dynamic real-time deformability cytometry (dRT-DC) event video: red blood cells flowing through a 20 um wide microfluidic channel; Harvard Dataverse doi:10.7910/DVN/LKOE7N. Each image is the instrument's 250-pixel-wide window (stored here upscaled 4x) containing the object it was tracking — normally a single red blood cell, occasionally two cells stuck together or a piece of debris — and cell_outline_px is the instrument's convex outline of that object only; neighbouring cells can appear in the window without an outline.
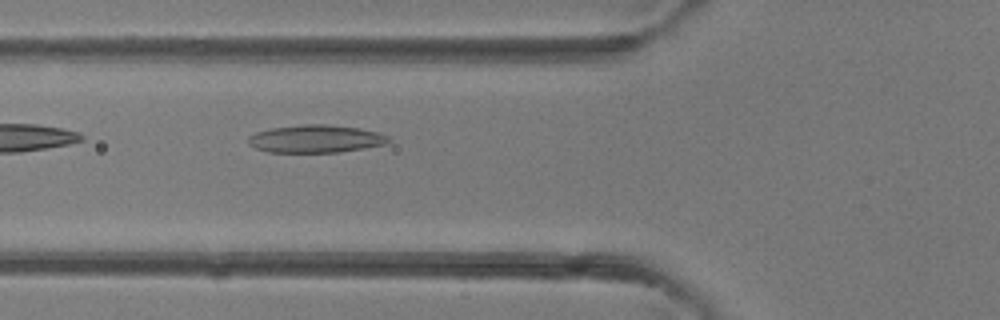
{"species": "common noctule bat (a hibernating species)", "species_latin": "Nyctalus noctula", "temperature_condition": "room temperature", "stored_images_in_passage": 29, "camera_frame_rate_fps": 3000, "um_per_image_px": 0.085, "animal": {"sex": "female"}, "frame": {"image": 1, "passage_image": 3, "time_ms": 0.667, "image_size_px": [1000, 320], "cell_outline_px": [[392, 140], [388, 144], [340, 152], [268, 152], [256, 148], [248, 144], [248, 136], [256, 132], [272, 128], [304, 124], [328, 124], [360, 128], [376, 132], [388, 136]], "centroid_in_image_um": [26.86, 11.8], "position_along_channel_um": 98.9, "area_um2": 22.77}}
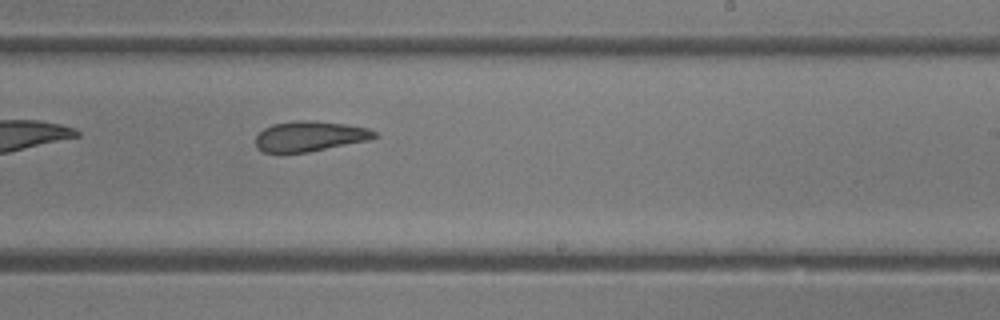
{"frame": {"image": 2, "passage_image": 13, "time_ms": 4.0, "image_size_px": [1000, 320], "cell_outline_px": [[376, 136], [368, 140], [308, 152], [264, 152], [256, 148], [256, 136], [264, 128], [272, 124], [296, 120], [312, 120], [344, 124], [368, 128], [376, 132]], "centroid_in_image_um": [26.3, 11.57], "position_along_channel_um": 262.7, "area_um2": 20.75}}
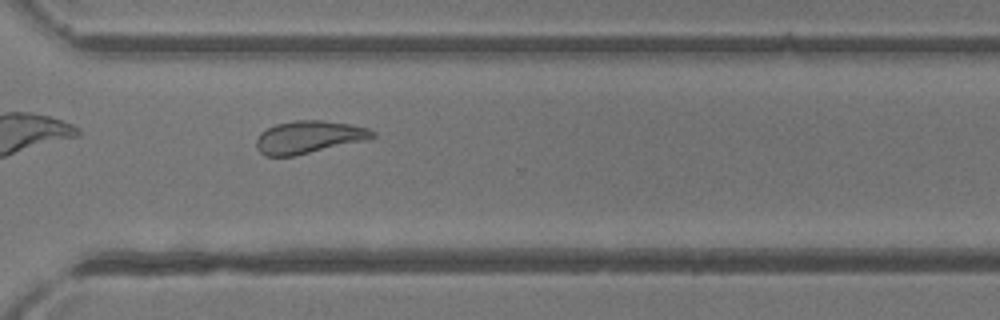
{"frame": {"image": 3, "passage_image": 18, "time_ms": 5.667, "image_size_px": [1000, 320], "cell_outline_px": [[376, 136], [364, 140], [292, 156], [264, 156], [256, 148], [256, 140], [260, 132], [276, 124], [296, 120], [320, 120], [352, 124], [368, 128], [376, 132]], "centroid_in_image_um": [26.22, 11.64], "position_along_channel_um": 344.4, "area_um2": 21.85}}